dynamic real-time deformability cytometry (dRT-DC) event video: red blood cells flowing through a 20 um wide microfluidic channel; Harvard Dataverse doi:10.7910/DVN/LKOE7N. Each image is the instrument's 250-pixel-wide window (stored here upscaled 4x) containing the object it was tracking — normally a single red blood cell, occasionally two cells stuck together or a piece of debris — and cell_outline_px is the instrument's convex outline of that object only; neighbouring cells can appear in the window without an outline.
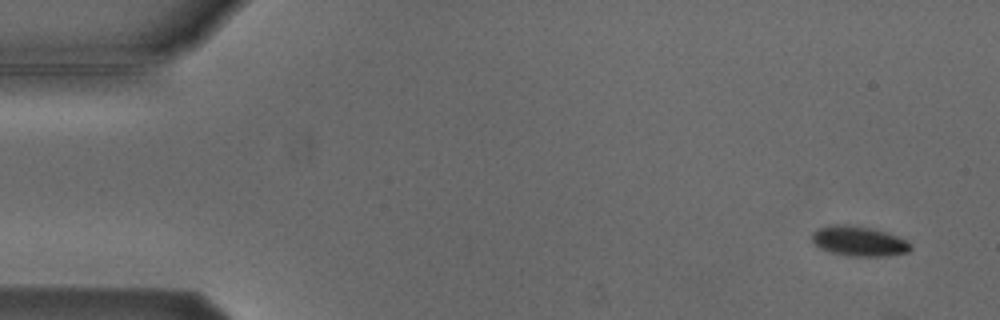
{"species": "Egyptian fruit bat (a non-hibernating species)", "species_latin": "Rousettus aegyptiacus", "temperature_condition": "cold", "stored_images_in_passage": 2, "camera_frame_rate_fps": 3000, "um_per_image_px": 0.085, "animal": {"sex": "male"}, "frame": {"image": 1, "passage_image": 2, "time_ms": 1.333, "image_size_px": [1000, 320], "cell_outline_px": [[912, 248], [908, 252], [888, 256], [848, 256], [828, 252], [812, 244], [812, 232], [816, 228], [828, 224], [848, 224], [872, 228], [888, 232], [908, 240]], "centroid_in_image_um": [72.97, 20.48], "position_along_channel_um": 12.0, "area_um2": 17.74}}